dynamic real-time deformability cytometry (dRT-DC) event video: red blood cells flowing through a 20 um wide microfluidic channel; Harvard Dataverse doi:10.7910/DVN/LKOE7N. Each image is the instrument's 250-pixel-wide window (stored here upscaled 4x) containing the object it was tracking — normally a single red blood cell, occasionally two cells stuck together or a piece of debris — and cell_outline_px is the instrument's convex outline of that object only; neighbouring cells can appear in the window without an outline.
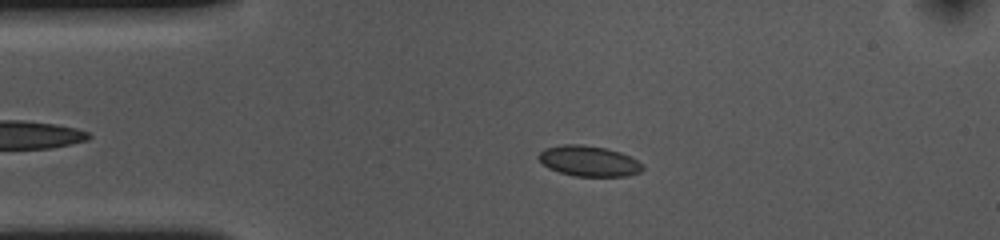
{"species": "common noctule bat (a hibernating species)", "species_latin": "Nyctalus noctula", "temperature_condition": "cold", "stored_images_in_passage": 53, "camera_frame_rate_fps": 3000, "um_per_image_px": 0.085, "animal": {"sex": "female", "body_mass_g": 10.0, "forearm_length_mm": 53.1}, "frame": {"image": 1, "passage_image": 10, "time_ms": 3.0, "image_size_px": [1000, 240], "cell_outline_px": [[644, 168], [640, 172], [628, 176], [576, 176], [560, 172], [548, 168], [536, 156], [544, 148], [564, 144], [580, 144], [608, 148], [620, 152], [644, 164]], "centroid_in_image_um": [50.06, 13.68], "position_along_channel_um": 34.9, "area_um2": 18.55}}
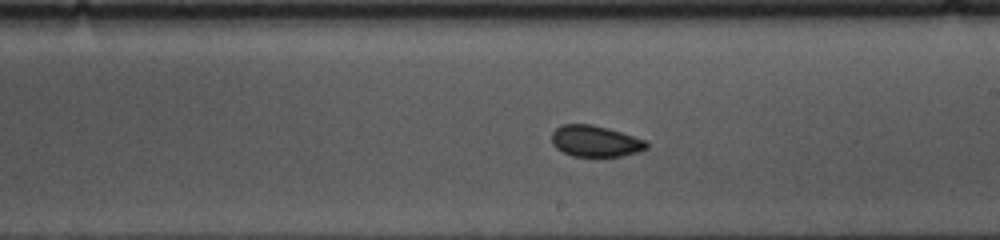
{"frame": {"image": 2, "passage_image": 29, "time_ms": 9.333, "image_size_px": [1000, 240], "cell_outline_px": [[648, 148], [640, 152], [620, 156], [572, 156], [556, 148], [552, 144], [552, 132], [560, 124], [592, 124], [608, 128], [648, 140]], "centroid_in_image_um": [50.63, 11.99], "position_along_channel_um": 238.4, "area_um2": 17.46}}
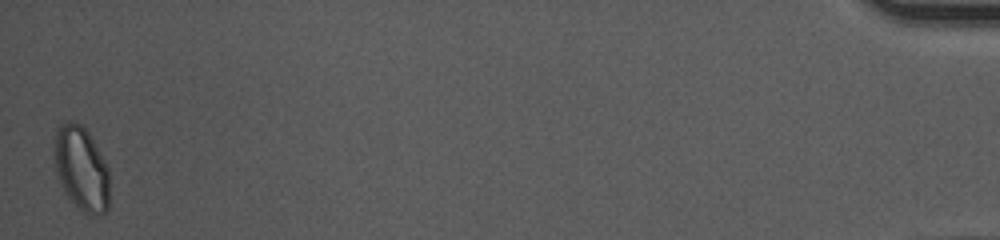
{"frame": {"image": 3, "passage_image": 53, "time_ms": 17.333, "image_size_px": [1000, 240], "cell_outline_px": [[108, 208], [104, 212], [84, 212], [64, 192], [56, 168], [52, 152], [52, 148], [56, 128], [60, 124], [68, 120], [72, 120], [80, 124], [88, 132], [108, 168]], "centroid_in_image_um": [6.86, 14.23], "position_along_channel_um": 428.3, "area_um2": 26.65}, "authors_computed_cell_mechanics": {"area_um2": 18.1492, "velocity_mm_per_s": 3.6223, "shape_relaxation_time_tau1_ms": null, "shape_relaxation_time_tau2_ms": 1.8672, "deformation_change_tau1": null, "deformation_change_tau2": 0.0469}}